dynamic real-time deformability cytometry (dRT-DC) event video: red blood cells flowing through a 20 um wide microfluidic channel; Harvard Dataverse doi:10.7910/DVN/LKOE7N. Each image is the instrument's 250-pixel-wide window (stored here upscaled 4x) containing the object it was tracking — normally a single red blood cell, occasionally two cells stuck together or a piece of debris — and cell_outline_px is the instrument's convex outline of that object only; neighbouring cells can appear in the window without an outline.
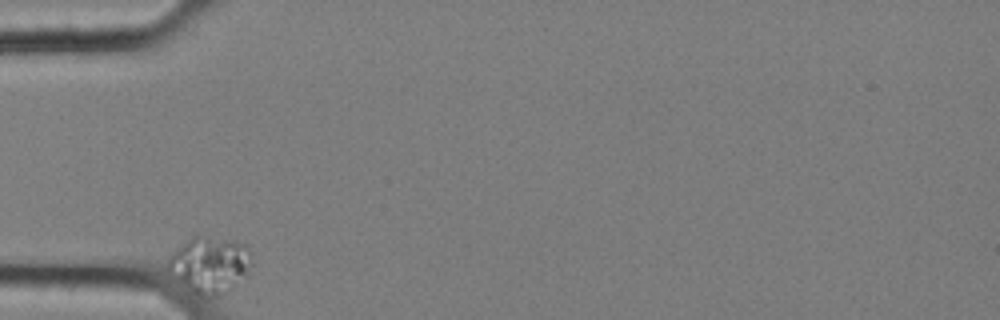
{"species": "common noctule bat (a hibernating species)", "species_latin": "Nyctalus noctula", "temperature_condition": "cold", "stored_images_in_passage": 36, "camera_frame_rate_fps": 3000, "um_per_image_px": 0.085, "animal": {"sex": "female", "body_mass_g": 25.1}, "frame": {"image": 1, "passage_image": 1, "time_ms": 0.0, "image_size_px": [1000, 320], "cell_outline_px": [[252, 256], [248, 276], [224, 296], [212, 300], [200, 296], [192, 292], [168, 272], [164, 264], [172, 252], [176, 248], [192, 236], [196, 236], [236, 240], [244, 244], [252, 252]], "centroid_in_image_um": [17.85, 22.56], "position_along_channel_um": 67.2, "area_um2": 28.55}}
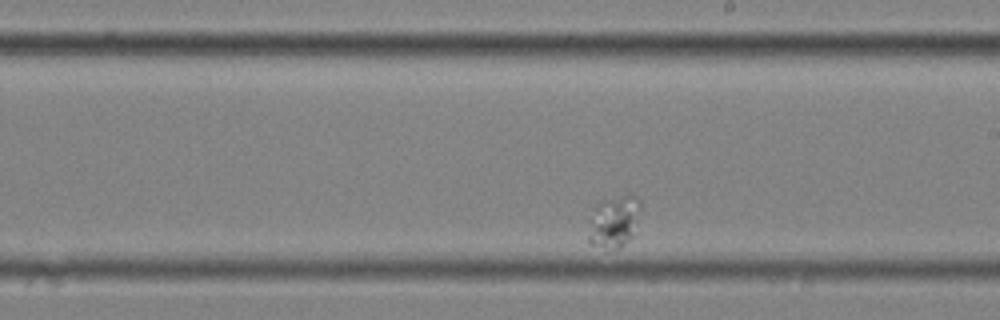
{"frame": {"image": 2, "passage_image": 21, "time_ms": 6.667, "image_size_px": [1000, 320], "cell_outline_px": [[640, 212], [632, 236], [620, 248], [616, 248], [592, 244], [588, 240], [588, 220], [592, 204], [600, 200], [624, 196], [636, 196], [640, 200]], "centroid_in_image_um": [52.13, 18.78], "position_along_channel_um": 236.9, "area_um2": 15.9}}
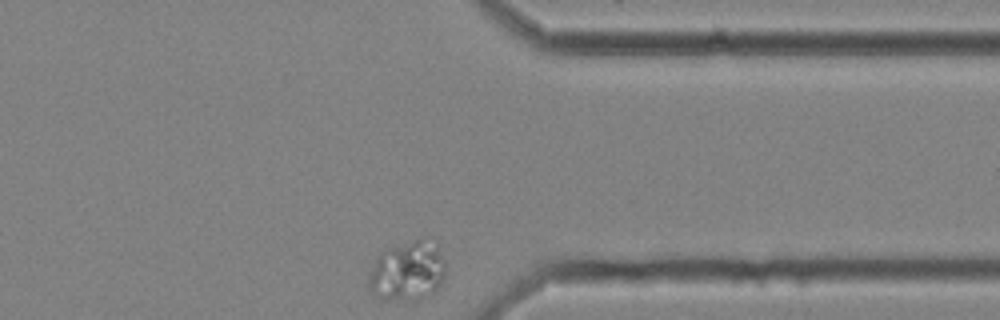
{"frame": {"image": 3, "passage_image": 36, "time_ms": 11.667, "image_size_px": [1000, 320], "cell_outline_px": [[444, 276], [436, 292], [416, 300], [380, 300], [368, 288], [368, 276], [380, 252], [424, 236], [436, 248], [444, 260]], "centroid_in_image_um": [34.61, 23.08], "position_along_channel_um": 376.8, "area_um2": 26.59}}